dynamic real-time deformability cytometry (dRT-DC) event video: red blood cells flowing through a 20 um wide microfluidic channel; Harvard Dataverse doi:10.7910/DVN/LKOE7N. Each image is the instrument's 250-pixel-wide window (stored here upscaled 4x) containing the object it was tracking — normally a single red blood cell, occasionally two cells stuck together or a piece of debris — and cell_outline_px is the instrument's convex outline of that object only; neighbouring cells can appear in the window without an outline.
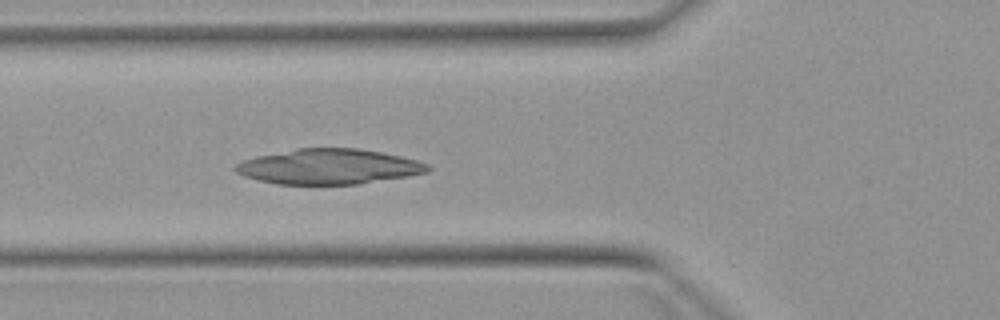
{"species": "Egyptian fruit bat (a non-hibernating species)", "species_latin": "Rousettus aegyptiacus", "temperature_condition": "warm", "stored_images_in_passage": 5, "camera_frame_rate_fps": 3000, "um_per_image_px": 0.085, "animal": {"sex": "female"}, "frame": {"image": 1, "passage_image": 5, "time_ms": 4.667, "image_size_px": [1000, 320], "cell_outline_px": [[432, 168], [428, 172], [408, 176], [360, 184], [276, 184], [244, 176], [236, 172], [232, 168], [236, 164], [244, 160], [256, 156], [296, 148], [360, 148], [400, 156], [416, 160], [428, 164]], "centroid_in_image_um": [27.95, 14.16], "position_along_channel_um": 97.9, "area_um2": 39.48}}